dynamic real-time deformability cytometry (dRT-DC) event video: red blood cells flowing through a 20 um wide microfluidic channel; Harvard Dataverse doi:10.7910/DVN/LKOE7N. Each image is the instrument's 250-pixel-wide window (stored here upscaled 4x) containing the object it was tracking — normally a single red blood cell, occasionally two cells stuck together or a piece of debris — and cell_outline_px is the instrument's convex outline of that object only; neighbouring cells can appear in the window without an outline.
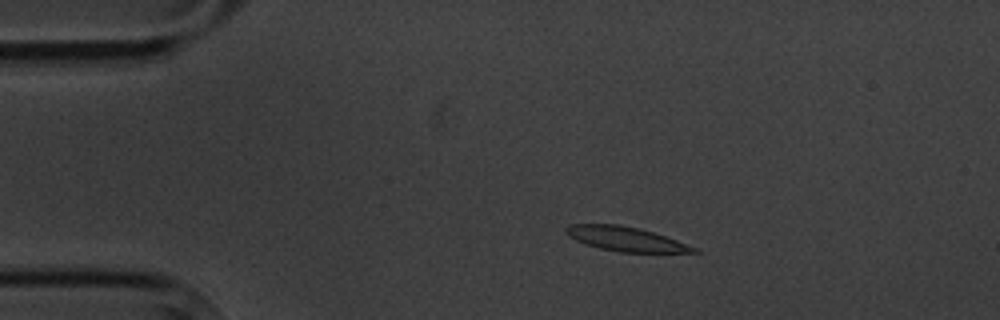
{"species": "common noctule bat (a hibernating species)", "species_latin": "Nyctalus noctula", "temperature_condition": "cold", "stored_images_in_passage": 14, "camera_frame_rate_fps": 3000, "um_per_image_px": 0.085, "animal": {"sex": "male", "body_mass_g": 20.1, "forearm_length_mm": 53.5}, "frame": {"image": 1, "passage_image": 2, "time_ms": 2.0, "image_size_px": [1000, 320], "cell_outline_px": [[700, 252], [620, 252], [600, 248], [576, 240], [568, 236], [564, 232], [564, 228], [568, 224], [620, 224], [652, 232], [700, 248]], "centroid_in_image_um": [53.17, 20.3], "position_along_channel_um": 31.8, "area_um2": 17.98}}
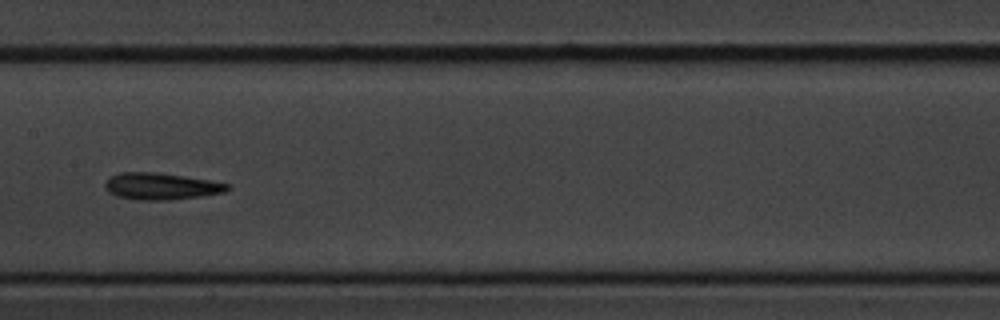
{"frame": {"image": 2, "passage_image": 7, "time_ms": 8.0, "image_size_px": [1000, 320], "cell_outline_px": [[232, 188], [224, 192], [200, 196], [168, 200], [132, 200], [116, 196], [108, 192], [104, 188], [104, 184], [112, 176], [120, 172], [156, 172], [212, 180], [232, 184]], "centroid_in_image_um": [13.71, 15.83], "position_along_channel_um": 193.7, "area_um2": 19.31}}
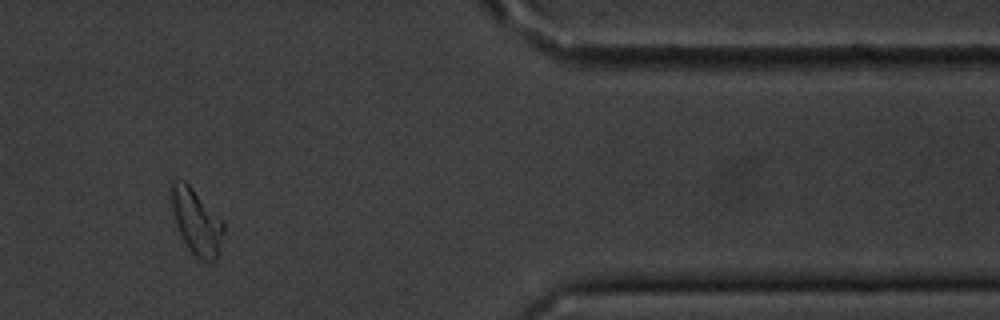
{"frame": {"image": 3, "passage_image": 12, "time_ms": 14.667, "image_size_px": [1000, 320], "cell_outline_px": [[224, 232], [216, 260], [204, 260], [196, 256], [192, 252], [184, 240], [180, 232], [172, 208], [172, 184], [184, 180], [224, 220]], "centroid_in_image_um": [16.76, 18.85], "position_along_channel_um": 394.6, "area_um2": 19.19}, "authors_computed_cell_mechanics": {"area_um2": 18.9295, "velocity_mm_per_s": 3.4536, "shape_relaxation_time_tau1_ms": 2.8305, "shape_relaxation_time_tau2_ms": 2.6644, "deformation_change_tau1": 0.0947, "deformation_change_tau2": 0.0871}}